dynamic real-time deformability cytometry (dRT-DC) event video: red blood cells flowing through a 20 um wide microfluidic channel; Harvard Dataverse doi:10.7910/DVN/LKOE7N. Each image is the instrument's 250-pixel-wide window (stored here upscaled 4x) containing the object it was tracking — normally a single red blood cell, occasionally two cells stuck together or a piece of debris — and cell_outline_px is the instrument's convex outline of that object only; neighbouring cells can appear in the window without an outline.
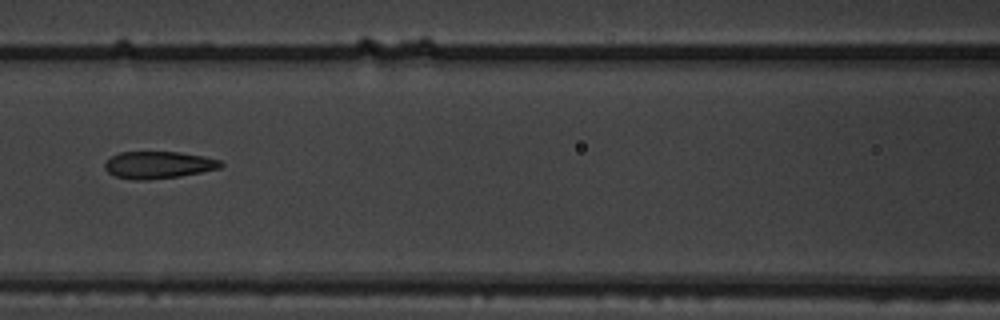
{"species": "common noctule bat (a hibernating species)", "species_latin": "Nyctalus noctula", "temperature_condition": "warm", "stored_images_in_passage": 8, "camera_frame_rate_fps": 3000, "um_per_image_px": 0.085, "animal": {"sex": "male", "body_mass_g": 19.5, "forearm_length_mm": 54.6}, "frame": {"image": 1, "passage_image": 7, "time_ms": 2.0, "image_size_px": [1000, 320], "cell_outline_px": [[224, 164], [220, 168], [180, 176], [148, 180], [132, 180], [116, 176], [108, 172], [104, 168], [104, 164], [112, 156], [120, 152], [180, 152], [204, 156], [220, 160]], "centroid_in_image_um": [13.47, 14.02], "position_along_channel_um": 153.1, "area_um2": 18.32}}
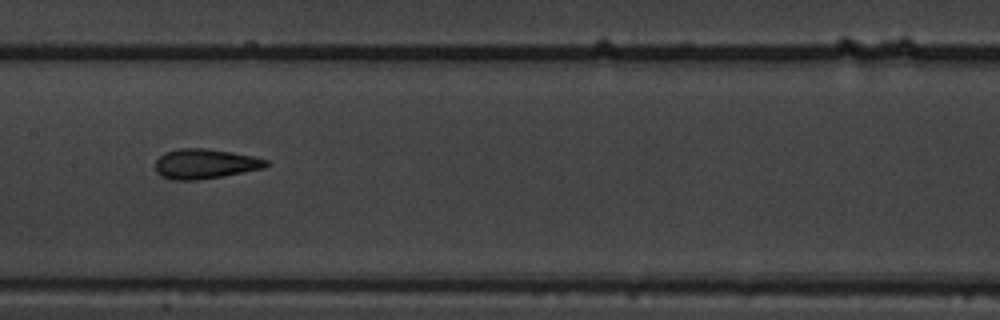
{"frame": {"image": 2, "passage_image": 8, "time_ms": 2.333, "image_size_px": [1000, 320], "cell_outline_px": [[268, 164], [264, 168], [220, 176], [196, 180], [172, 180], [160, 176], [156, 172], [156, 160], [164, 152], [180, 148], [204, 148], [232, 152], [252, 156], [268, 160]], "centroid_in_image_um": [17.38, 13.92], "position_along_channel_um": 190.0, "area_um2": 19.13}}